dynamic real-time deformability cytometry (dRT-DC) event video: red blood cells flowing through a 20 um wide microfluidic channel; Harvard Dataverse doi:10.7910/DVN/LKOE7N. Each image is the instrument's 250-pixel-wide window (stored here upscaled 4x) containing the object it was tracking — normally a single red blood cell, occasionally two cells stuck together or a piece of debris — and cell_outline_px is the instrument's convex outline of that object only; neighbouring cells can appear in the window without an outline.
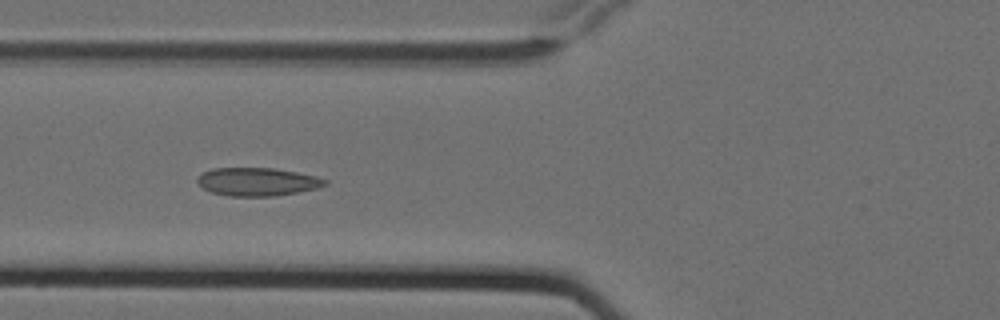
{"species": "Egyptian fruit bat (a non-hibernating species)", "species_latin": "Rousettus aegyptiacus", "temperature_condition": "cold", "stored_images_in_passage": 8, "camera_frame_rate_fps": 3000, "um_per_image_px": 0.085, "animal": {"sex": "female"}, "frame": {"image": 1, "passage_image": 5, "time_ms": 1.333, "image_size_px": [1000, 320], "cell_outline_px": [[328, 184], [316, 188], [276, 196], [228, 196], [212, 192], [204, 188], [196, 180], [204, 172], [212, 168], [276, 168], [316, 176], [328, 180]], "centroid_in_image_um": [21.9, 15.44], "position_along_channel_um": 103.9, "area_um2": 20.81}}
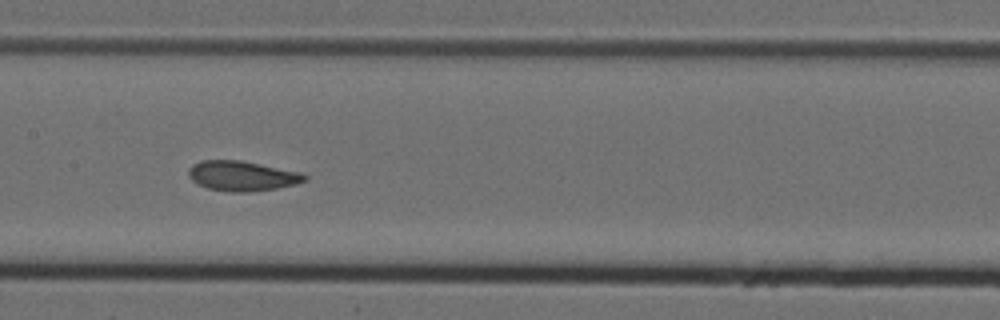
{"frame": {"image": 2, "passage_image": 7, "time_ms": 2.0, "image_size_px": [1000, 320], "cell_outline_px": [[308, 180], [296, 184], [276, 188], [248, 192], [232, 192], [208, 188], [192, 180], [188, 176], [188, 168], [192, 164], [200, 160], [240, 160], [260, 164], [296, 172], [308, 176]], "centroid_in_image_um": [20.54, 14.95], "position_along_channel_um": 186.9, "area_um2": 20.06}}
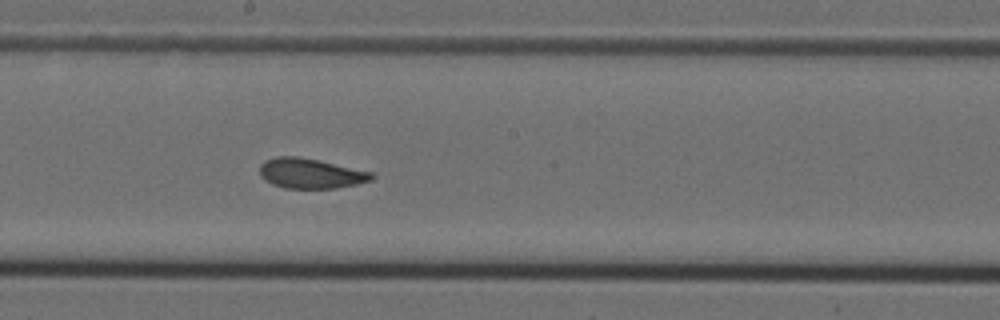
{"frame": {"image": 3, "passage_image": 8, "time_ms": 2.333, "image_size_px": [1000, 320], "cell_outline_px": [[376, 176], [372, 180], [356, 184], [336, 188], [284, 188], [272, 184], [264, 180], [260, 176], [260, 164], [264, 160], [276, 156], [296, 156], [316, 160], [372, 172]], "centroid_in_image_um": [26.36, 14.74], "position_along_channel_um": 221.8, "area_um2": 19.54}}